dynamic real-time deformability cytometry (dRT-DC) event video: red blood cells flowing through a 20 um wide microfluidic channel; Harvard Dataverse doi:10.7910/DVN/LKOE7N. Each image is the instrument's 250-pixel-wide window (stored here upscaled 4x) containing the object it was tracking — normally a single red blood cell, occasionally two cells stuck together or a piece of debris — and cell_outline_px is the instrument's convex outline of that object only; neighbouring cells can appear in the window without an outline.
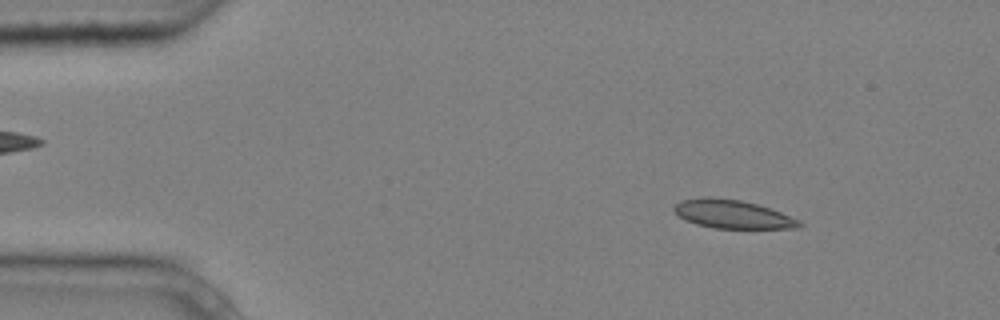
{"species": "common noctule bat (a hibernating species)", "species_latin": "Nyctalus noctula", "temperature_condition": "cold", "stored_images_in_passage": 4, "camera_frame_rate_fps": 3000, "um_per_image_px": 0.085, "animal": {"sex": "male", "body_mass_g": 20.4}, "frame": {"image": 1, "passage_image": 1, "time_ms": 0.0, "image_size_px": [1000, 320], "cell_outline_px": [[804, 224], [800, 228], [712, 228], [696, 224], [684, 220], [672, 208], [680, 200], [704, 196], [708, 196], [740, 200], [756, 204], [780, 212], [800, 220]], "centroid_in_image_um": [62.24, 18.2], "position_along_channel_um": 22.8, "area_um2": 20.81}}
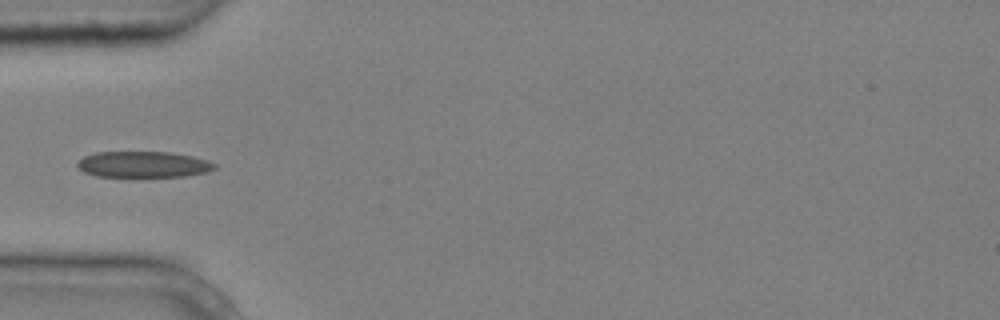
{"frame": {"image": 2, "passage_image": 4, "time_ms": 1.0, "image_size_px": [1000, 320], "cell_outline_px": [[216, 168], [208, 172], [184, 176], [136, 180], [96, 176], [84, 172], [76, 164], [84, 156], [96, 152], [168, 152], [192, 156], [208, 160], [216, 164]], "centroid_in_image_um": [12.18, 14.03], "position_along_channel_um": 72.8, "area_um2": 21.96}}